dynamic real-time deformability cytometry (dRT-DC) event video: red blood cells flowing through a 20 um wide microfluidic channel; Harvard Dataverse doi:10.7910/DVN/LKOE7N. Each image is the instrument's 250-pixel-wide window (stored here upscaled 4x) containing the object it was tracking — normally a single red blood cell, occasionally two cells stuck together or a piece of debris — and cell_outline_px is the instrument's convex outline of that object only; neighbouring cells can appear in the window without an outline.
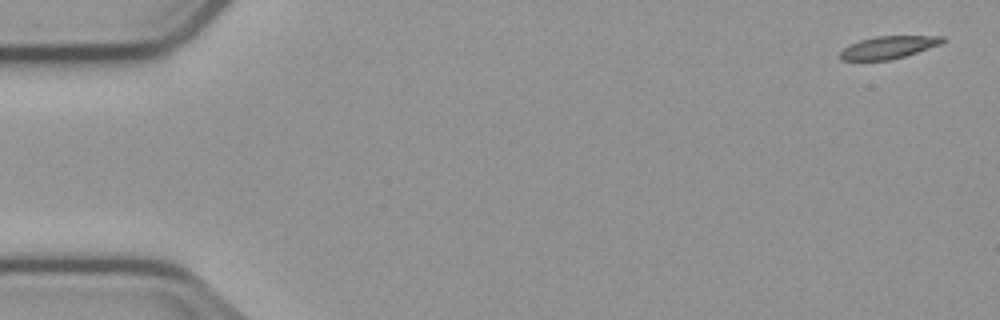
{"species": "common noctule bat (a hibernating species)", "species_latin": "Nyctalus noctula", "temperature_condition": "cold", "stored_images_in_passage": 5, "camera_frame_rate_fps": 3000, "um_per_image_px": 0.085, "animal": {"sex": "male", "body_mass_g": 23.1, "forearm_length_mm": 52.7}, "frame": {"image": 1, "passage_image": 1, "time_ms": 0.0, "image_size_px": [1000, 320], "cell_outline_px": [[948, 40], [940, 44], [904, 56], [888, 60], [840, 60], [836, 56], [844, 48], [860, 40], [876, 36], [944, 36]], "centroid_in_image_um": [75.5, 4.02], "position_along_channel_um": 9.5, "area_um2": 13.35}}
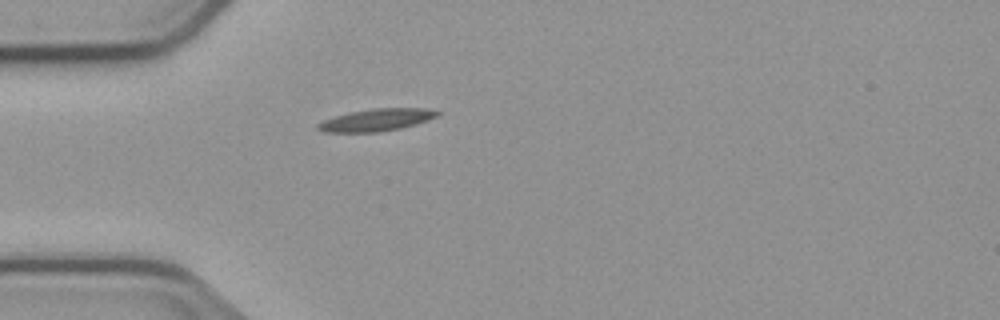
{"frame": {"image": 2, "passage_image": 5, "time_ms": 4.667, "image_size_px": [1000, 320], "cell_outline_px": [[440, 112], [436, 116], [428, 120], [416, 124], [400, 128], [380, 132], [324, 132], [316, 128], [316, 124], [324, 120], [348, 112], [372, 108], [424, 108]], "centroid_in_image_um": [31.97, 10.19], "position_along_channel_um": 53.0, "area_um2": 15.43}}